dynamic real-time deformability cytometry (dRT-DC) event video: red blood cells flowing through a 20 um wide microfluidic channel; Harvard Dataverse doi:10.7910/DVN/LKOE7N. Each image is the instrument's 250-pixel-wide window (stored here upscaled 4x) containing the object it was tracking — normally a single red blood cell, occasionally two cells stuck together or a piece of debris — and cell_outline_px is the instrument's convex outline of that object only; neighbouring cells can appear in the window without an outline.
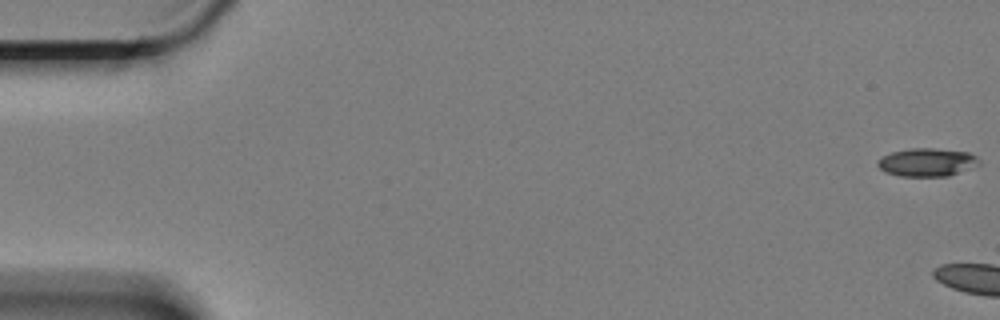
{"species": "Egyptian fruit bat (a non-hibernating species)", "species_latin": "Rousettus aegyptiacus", "temperature_condition": "cold", "stored_images_in_passage": 5, "camera_frame_rate_fps": 3000, "um_per_image_px": 0.085, "animal": {"sex": "female"}, "frame": {"image": 1, "passage_image": 1, "time_ms": 0.0, "image_size_px": [1000, 320], "cell_outline_px": [[980, 164], [948, 176], [900, 176], [884, 172], [876, 164], [876, 160], [892, 152], [908, 148], [932, 148], [968, 152], [976, 156], [980, 160]], "centroid_in_image_um": [78.77, 13.79], "position_along_channel_um": 6.2, "area_um2": 16.65}}